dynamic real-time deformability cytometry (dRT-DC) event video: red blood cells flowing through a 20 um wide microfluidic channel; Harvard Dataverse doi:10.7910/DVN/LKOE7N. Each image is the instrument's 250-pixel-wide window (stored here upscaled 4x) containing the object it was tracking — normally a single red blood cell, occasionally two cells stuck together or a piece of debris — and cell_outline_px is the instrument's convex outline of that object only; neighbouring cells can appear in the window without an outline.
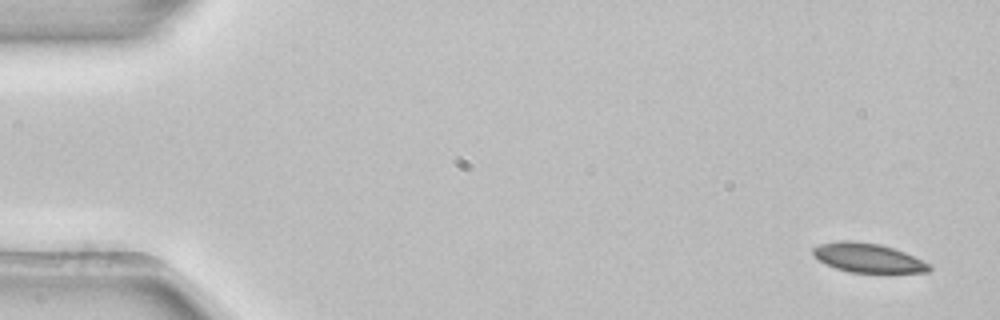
{"species": "common noctule bat (a hibernating species)", "species_latin": "Nyctalus noctula", "temperature_condition": "room temperature", "stored_images_in_passage": 5, "camera_frame_rate_fps": 3000, "um_per_image_px": 0.085, "animal": {"sex": "female", "body_mass_g": 22.7, "forearm_length_mm": 54.2}, "frame": {"image": 1, "passage_image": 1, "time_ms": 0.0, "image_size_px": [1000, 320], "cell_outline_px": [[932, 268], [928, 272], [848, 272], [836, 268], [820, 260], [812, 252], [812, 248], [820, 244], [840, 240], [852, 240], [880, 244], [904, 252], [932, 264]], "centroid_in_image_um": [73.8, 21.91], "position_along_channel_um": 11.2, "area_um2": 19.59}}
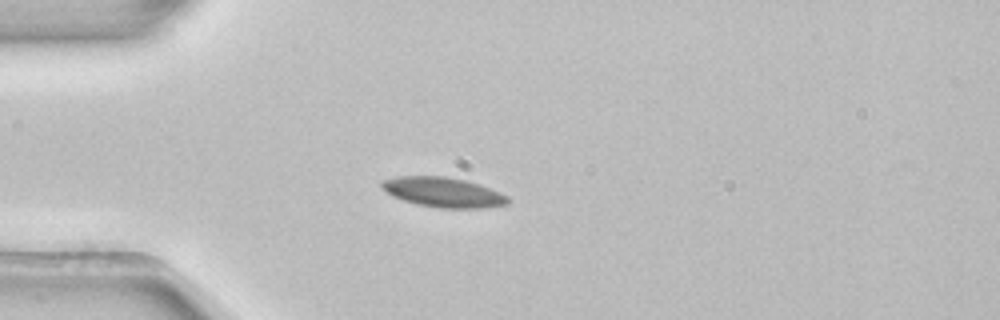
{"frame": {"image": 2, "passage_image": 4, "time_ms": 1.0, "image_size_px": [1000, 320], "cell_outline_px": [[508, 204], [484, 208], [440, 208], [416, 204], [392, 196], [380, 188], [380, 180], [396, 176], [444, 176], [464, 180], [480, 184], [500, 192], [508, 196]], "centroid_in_image_um": [37.63, 16.33], "position_along_channel_um": 47.4, "area_um2": 22.14}}